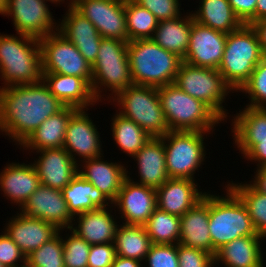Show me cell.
Returning <instances> with one entry per match:
<instances>
[{
    "mask_svg": "<svg viewBox=\"0 0 266 267\" xmlns=\"http://www.w3.org/2000/svg\"><path fill=\"white\" fill-rule=\"evenodd\" d=\"M35 153L32 161L40 183L53 189L63 190L78 173V164L72 156L62 147L42 149Z\"/></svg>",
    "mask_w": 266,
    "mask_h": 267,
    "instance_id": "19",
    "label": "cell"
},
{
    "mask_svg": "<svg viewBox=\"0 0 266 267\" xmlns=\"http://www.w3.org/2000/svg\"><path fill=\"white\" fill-rule=\"evenodd\" d=\"M7 0H0V15H3L6 11Z\"/></svg>",
    "mask_w": 266,
    "mask_h": 267,
    "instance_id": "54",
    "label": "cell"
},
{
    "mask_svg": "<svg viewBox=\"0 0 266 267\" xmlns=\"http://www.w3.org/2000/svg\"><path fill=\"white\" fill-rule=\"evenodd\" d=\"M257 33L264 57H266V18L251 24Z\"/></svg>",
    "mask_w": 266,
    "mask_h": 267,
    "instance_id": "50",
    "label": "cell"
},
{
    "mask_svg": "<svg viewBox=\"0 0 266 267\" xmlns=\"http://www.w3.org/2000/svg\"><path fill=\"white\" fill-rule=\"evenodd\" d=\"M46 1H49L51 4L53 3V5L55 4V6L57 5H59L60 6V4H62V6H63V4L65 5V6H68V5H70V2L68 1V0H66V2H65V0H46ZM68 3V4H67Z\"/></svg>",
    "mask_w": 266,
    "mask_h": 267,
    "instance_id": "53",
    "label": "cell"
},
{
    "mask_svg": "<svg viewBox=\"0 0 266 267\" xmlns=\"http://www.w3.org/2000/svg\"><path fill=\"white\" fill-rule=\"evenodd\" d=\"M77 108L65 106L61 111L46 119L21 145L18 149L28 152L42 149L62 148L66 128L71 115Z\"/></svg>",
    "mask_w": 266,
    "mask_h": 267,
    "instance_id": "30",
    "label": "cell"
},
{
    "mask_svg": "<svg viewBox=\"0 0 266 267\" xmlns=\"http://www.w3.org/2000/svg\"><path fill=\"white\" fill-rule=\"evenodd\" d=\"M19 211L29 217L54 224L59 230L71 228L74 219L68 210L62 190L42 184Z\"/></svg>",
    "mask_w": 266,
    "mask_h": 267,
    "instance_id": "17",
    "label": "cell"
},
{
    "mask_svg": "<svg viewBox=\"0 0 266 267\" xmlns=\"http://www.w3.org/2000/svg\"><path fill=\"white\" fill-rule=\"evenodd\" d=\"M264 58L256 31L243 24L227 34L222 62L218 68L224 81L236 95L250 79L255 67Z\"/></svg>",
    "mask_w": 266,
    "mask_h": 267,
    "instance_id": "7",
    "label": "cell"
},
{
    "mask_svg": "<svg viewBox=\"0 0 266 267\" xmlns=\"http://www.w3.org/2000/svg\"><path fill=\"white\" fill-rule=\"evenodd\" d=\"M174 83L188 95L206 104L224 124L231 118L225 106L229 96L235 92L224 81L218 69L194 66L182 61Z\"/></svg>",
    "mask_w": 266,
    "mask_h": 267,
    "instance_id": "10",
    "label": "cell"
},
{
    "mask_svg": "<svg viewBox=\"0 0 266 267\" xmlns=\"http://www.w3.org/2000/svg\"><path fill=\"white\" fill-rule=\"evenodd\" d=\"M232 115L230 129L233 147L243 157L260 140H266V108L244 106Z\"/></svg>",
    "mask_w": 266,
    "mask_h": 267,
    "instance_id": "29",
    "label": "cell"
},
{
    "mask_svg": "<svg viewBox=\"0 0 266 267\" xmlns=\"http://www.w3.org/2000/svg\"><path fill=\"white\" fill-rule=\"evenodd\" d=\"M128 60L133 84L160 88L175 82L183 61L152 39L128 42Z\"/></svg>",
    "mask_w": 266,
    "mask_h": 267,
    "instance_id": "3",
    "label": "cell"
},
{
    "mask_svg": "<svg viewBox=\"0 0 266 267\" xmlns=\"http://www.w3.org/2000/svg\"><path fill=\"white\" fill-rule=\"evenodd\" d=\"M221 186L222 196L209 192V232L215 251L241 236L258 235L239 196L227 184Z\"/></svg>",
    "mask_w": 266,
    "mask_h": 267,
    "instance_id": "4",
    "label": "cell"
},
{
    "mask_svg": "<svg viewBox=\"0 0 266 267\" xmlns=\"http://www.w3.org/2000/svg\"><path fill=\"white\" fill-rule=\"evenodd\" d=\"M42 81L65 106L77 109H95L93 107L99 104L94 97L91 85L82 77L43 73Z\"/></svg>",
    "mask_w": 266,
    "mask_h": 267,
    "instance_id": "25",
    "label": "cell"
},
{
    "mask_svg": "<svg viewBox=\"0 0 266 267\" xmlns=\"http://www.w3.org/2000/svg\"><path fill=\"white\" fill-rule=\"evenodd\" d=\"M137 164L138 180L127 169V177L138 184L154 189L162 186L168 179L165 159V146L160 137H153L133 157ZM131 176V177H130Z\"/></svg>",
    "mask_w": 266,
    "mask_h": 267,
    "instance_id": "24",
    "label": "cell"
},
{
    "mask_svg": "<svg viewBox=\"0 0 266 267\" xmlns=\"http://www.w3.org/2000/svg\"><path fill=\"white\" fill-rule=\"evenodd\" d=\"M62 192L73 217L86 211L112 206V202L79 173L73 177Z\"/></svg>",
    "mask_w": 266,
    "mask_h": 267,
    "instance_id": "32",
    "label": "cell"
},
{
    "mask_svg": "<svg viewBox=\"0 0 266 267\" xmlns=\"http://www.w3.org/2000/svg\"><path fill=\"white\" fill-rule=\"evenodd\" d=\"M266 18V0H257L255 7V22Z\"/></svg>",
    "mask_w": 266,
    "mask_h": 267,
    "instance_id": "52",
    "label": "cell"
},
{
    "mask_svg": "<svg viewBox=\"0 0 266 267\" xmlns=\"http://www.w3.org/2000/svg\"><path fill=\"white\" fill-rule=\"evenodd\" d=\"M127 45L128 42L118 39L101 40L98 56L91 66V87L99 103L110 101L118 92L133 85Z\"/></svg>",
    "mask_w": 266,
    "mask_h": 267,
    "instance_id": "5",
    "label": "cell"
},
{
    "mask_svg": "<svg viewBox=\"0 0 266 267\" xmlns=\"http://www.w3.org/2000/svg\"><path fill=\"white\" fill-rule=\"evenodd\" d=\"M116 256L114 243L91 245L87 267H112Z\"/></svg>",
    "mask_w": 266,
    "mask_h": 267,
    "instance_id": "46",
    "label": "cell"
},
{
    "mask_svg": "<svg viewBox=\"0 0 266 267\" xmlns=\"http://www.w3.org/2000/svg\"><path fill=\"white\" fill-rule=\"evenodd\" d=\"M215 132L169 131L160 137L165 146L166 170L169 178L198 181L197 173L205 164V142ZM206 136V137H205ZM208 136V137H207ZM207 139V140H205ZM205 140V141H204ZM196 174V175H195Z\"/></svg>",
    "mask_w": 266,
    "mask_h": 267,
    "instance_id": "9",
    "label": "cell"
},
{
    "mask_svg": "<svg viewBox=\"0 0 266 267\" xmlns=\"http://www.w3.org/2000/svg\"><path fill=\"white\" fill-rule=\"evenodd\" d=\"M245 161L253 163L257 167H266V140H260L259 143L255 144L244 156Z\"/></svg>",
    "mask_w": 266,
    "mask_h": 267,
    "instance_id": "48",
    "label": "cell"
},
{
    "mask_svg": "<svg viewBox=\"0 0 266 267\" xmlns=\"http://www.w3.org/2000/svg\"><path fill=\"white\" fill-rule=\"evenodd\" d=\"M261 235L241 236L223 245L214 256L215 266L266 267L263 247L266 241ZM263 247V248H262ZM264 255V256H263ZM221 264V265H220Z\"/></svg>",
    "mask_w": 266,
    "mask_h": 267,
    "instance_id": "27",
    "label": "cell"
},
{
    "mask_svg": "<svg viewBox=\"0 0 266 267\" xmlns=\"http://www.w3.org/2000/svg\"><path fill=\"white\" fill-rule=\"evenodd\" d=\"M2 230L0 233V262L5 267H15L26 262V256L18 245Z\"/></svg>",
    "mask_w": 266,
    "mask_h": 267,
    "instance_id": "45",
    "label": "cell"
},
{
    "mask_svg": "<svg viewBox=\"0 0 266 267\" xmlns=\"http://www.w3.org/2000/svg\"><path fill=\"white\" fill-rule=\"evenodd\" d=\"M43 73L82 77L90 85L92 67L76 46L58 31L39 39Z\"/></svg>",
    "mask_w": 266,
    "mask_h": 267,
    "instance_id": "11",
    "label": "cell"
},
{
    "mask_svg": "<svg viewBox=\"0 0 266 267\" xmlns=\"http://www.w3.org/2000/svg\"><path fill=\"white\" fill-rule=\"evenodd\" d=\"M104 155L80 162L78 173L113 202L119 193L123 180L127 177L129 165L125 162L123 164L119 160L113 162L112 159L110 161L108 159L107 161Z\"/></svg>",
    "mask_w": 266,
    "mask_h": 267,
    "instance_id": "22",
    "label": "cell"
},
{
    "mask_svg": "<svg viewBox=\"0 0 266 267\" xmlns=\"http://www.w3.org/2000/svg\"><path fill=\"white\" fill-rule=\"evenodd\" d=\"M152 244H179L180 217L158 207L144 224Z\"/></svg>",
    "mask_w": 266,
    "mask_h": 267,
    "instance_id": "37",
    "label": "cell"
},
{
    "mask_svg": "<svg viewBox=\"0 0 266 267\" xmlns=\"http://www.w3.org/2000/svg\"><path fill=\"white\" fill-rule=\"evenodd\" d=\"M254 177L249 183L259 192L266 194V167L254 168Z\"/></svg>",
    "mask_w": 266,
    "mask_h": 267,
    "instance_id": "49",
    "label": "cell"
},
{
    "mask_svg": "<svg viewBox=\"0 0 266 267\" xmlns=\"http://www.w3.org/2000/svg\"><path fill=\"white\" fill-rule=\"evenodd\" d=\"M241 182V183H240ZM226 181L245 204L258 235L266 239V194L257 191L248 181Z\"/></svg>",
    "mask_w": 266,
    "mask_h": 267,
    "instance_id": "36",
    "label": "cell"
},
{
    "mask_svg": "<svg viewBox=\"0 0 266 267\" xmlns=\"http://www.w3.org/2000/svg\"><path fill=\"white\" fill-rule=\"evenodd\" d=\"M187 11H183L182 15L174 19L159 21L151 38L162 48L177 54L182 59L189 47L190 32L194 21L190 9Z\"/></svg>",
    "mask_w": 266,
    "mask_h": 267,
    "instance_id": "31",
    "label": "cell"
},
{
    "mask_svg": "<svg viewBox=\"0 0 266 267\" xmlns=\"http://www.w3.org/2000/svg\"><path fill=\"white\" fill-rule=\"evenodd\" d=\"M149 10L158 21L174 19L182 15L181 0H133ZM181 10V11H180Z\"/></svg>",
    "mask_w": 266,
    "mask_h": 267,
    "instance_id": "43",
    "label": "cell"
},
{
    "mask_svg": "<svg viewBox=\"0 0 266 267\" xmlns=\"http://www.w3.org/2000/svg\"><path fill=\"white\" fill-rule=\"evenodd\" d=\"M198 2L196 10L191 11L197 23L227 34L243 25L232 10L229 0H199Z\"/></svg>",
    "mask_w": 266,
    "mask_h": 267,
    "instance_id": "33",
    "label": "cell"
},
{
    "mask_svg": "<svg viewBox=\"0 0 266 267\" xmlns=\"http://www.w3.org/2000/svg\"><path fill=\"white\" fill-rule=\"evenodd\" d=\"M42 54L39 39L0 32V88L42 81Z\"/></svg>",
    "mask_w": 266,
    "mask_h": 267,
    "instance_id": "2",
    "label": "cell"
},
{
    "mask_svg": "<svg viewBox=\"0 0 266 267\" xmlns=\"http://www.w3.org/2000/svg\"><path fill=\"white\" fill-rule=\"evenodd\" d=\"M158 94L170 131L215 132L224 123L206 104L175 83L158 88Z\"/></svg>",
    "mask_w": 266,
    "mask_h": 267,
    "instance_id": "6",
    "label": "cell"
},
{
    "mask_svg": "<svg viewBox=\"0 0 266 267\" xmlns=\"http://www.w3.org/2000/svg\"><path fill=\"white\" fill-rule=\"evenodd\" d=\"M61 230L50 241L31 252L26 261L33 267H65Z\"/></svg>",
    "mask_w": 266,
    "mask_h": 267,
    "instance_id": "39",
    "label": "cell"
},
{
    "mask_svg": "<svg viewBox=\"0 0 266 267\" xmlns=\"http://www.w3.org/2000/svg\"><path fill=\"white\" fill-rule=\"evenodd\" d=\"M226 38L227 33L193 21L189 47L182 60L194 66L218 69L223 59Z\"/></svg>",
    "mask_w": 266,
    "mask_h": 267,
    "instance_id": "16",
    "label": "cell"
},
{
    "mask_svg": "<svg viewBox=\"0 0 266 267\" xmlns=\"http://www.w3.org/2000/svg\"><path fill=\"white\" fill-rule=\"evenodd\" d=\"M143 267H179L177 244H152Z\"/></svg>",
    "mask_w": 266,
    "mask_h": 267,
    "instance_id": "42",
    "label": "cell"
},
{
    "mask_svg": "<svg viewBox=\"0 0 266 267\" xmlns=\"http://www.w3.org/2000/svg\"><path fill=\"white\" fill-rule=\"evenodd\" d=\"M232 10L243 24L255 23V7L257 0H229Z\"/></svg>",
    "mask_w": 266,
    "mask_h": 267,
    "instance_id": "47",
    "label": "cell"
},
{
    "mask_svg": "<svg viewBox=\"0 0 266 267\" xmlns=\"http://www.w3.org/2000/svg\"><path fill=\"white\" fill-rule=\"evenodd\" d=\"M209 191L180 217L179 244L204 250L215 256L209 232Z\"/></svg>",
    "mask_w": 266,
    "mask_h": 267,
    "instance_id": "28",
    "label": "cell"
},
{
    "mask_svg": "<svg viewBox=\"0 0 266 267\" xmlns=\"http://www.w3.org/2000/svg\"><path fill=\"white\" fill-rule=\"evenodd\" d=\"M28 164H27V163ZM6 163L0 171V191L3 197L20 210L28 198L41 185L40 178L32 162Z\"/></svg>",
    "mask_w": 266,
    "mask_h": 267,
    "instance_id": "21",
    "label": "cell"
},
{
    "mask_svg": "<svg viewBox=\"0 0 266 267\" xmlns=\"http://www.w3.org/2000/svg\"><path fill=\"white\" fill-rule=\"evenodd\" d=\"M64 107L43 81L0 88V134L18 148Z\"/></svg>",
    "mask_w": 266,
    "mask_h": 267,
    "instance_id": "1",
    "label": "cell"
},
{
    "mask_svg": "<svg viewBox=\"0 0 266 267\" xmlns=\"http://www.w3.org/2000/svg\"><path fill=\"white\" fill-rule=\"evenodd\" d=\"M61 234L64 246L63 259L65 267H87L91 245L70 228L66 230L61 229Z\"/></svg>",
    "mask_w": 266,
    "mask_h": 267,
    "instance_id": "40",
    "label": "cell"
},
{
    "mask_svg": "<svg viewBox=\"0 0 266 267\" xmlns=\"http://www.w3.org/2000/svg\"><path fill=\"white\" fill-rule=\"evenodd\" d=\"M112 205L123 224L144 225L157 208L156 189L126 177Z\"/></svg>",
    "mask_w": 266,
    "mask_h": 267,
    "instance_id": "15",
    "label": "cell"
},
{
    "mask_svg": "<svg viewBox=\"0 0 266 267\" xmlns=\"http://www.w3.org/2000/svg\"><path fill=\"white\" fill-rule=\"evenodd\" d=\"M113 208L112 205L76 215L70 229L90 245L114 243L120 221Z\"/></svg>",
    "mask_w": 266,
    "mask_h": 267,
    "instance_id": "23",
    "label": "cell"
},
{
    "mask_svg": "<svg viewBox=\"0 0 266 267\" xmlns=\"http://www.w3.org/2000/svg\"><path fill=\"white\" fill-rule=\"evenodd\" d=\"M70 5L90 20L103 38L128 42L125 0H73Z\"/></svg>",
    "mask_w": 266,
    "mask_h": 267,
    "instance_id": "12",
    "label": "cell"
},
{
    "mask_svg": "<svg viewBox=\"0 0 266 267\" xmlns=\"http://www.w3.org/2000/svg\"><path fill=\"white\" fill-rule=\"evenodd\" d=\"M238 92L249 99L244 106L266 108V57L255 67L250 79Z\"/></svg>",
    "mask_w": 266,
    "mask_h": 267,
    "instance_id": "41",
    "label": "cell"
},
{
    "mask_svg": "<svg viewBox=\"0 0 266 267\" xmlns=\"http://www.w3.org/2000/svg\"><path fill=\"white\" fill-rule=\"evenodd\" d=\"M65 11L62 19L57 20V31L71 41L92 66L98 56V49L103 37L100 36L94 24L71 5H68Z\"/></svg>",
    "mask_w": 266,
    "mask_h": 267,
    "instance_id": "20",
    "label": "cell"
},
{
    "mask_svg": "<svg viewBox=\"0 0 266 267\" xmlns=\"http://www.w3.org/2000/svg\"><path fill=\"white\" fill-rule=\"evenodd\" d=\"M116 255L143 262L152 245L144 225L118 226L115 236Z\"/></svg>",
    "mask_w": 266,
    "mask_h": 267,
    "instance_id": "35",
    "label": "cell"
},
{
    "mask_svg": "<svg viewBox=\"0 0 266 267\" xmlns=\"http://www.w3.org/2000/svg\"><path fill=\"white\" fill-rule=\"evenodd\" d=\"M107 102L115 109L118 107V113L135 122L152 138L170 131L156 87L133 84Z\"/></svg>",
    "mask_w": 266,
    "mask_h": 267,
    "instance_id": "8",
    "label": "cell"
},
{
    "mask_svg": "<svg viewBox=\"0 0 266 267\" xmlns=\"http://www.w3.org/2000/svg\"><path fill=\"white\" fill-rule=\"evenodd\" d=\"M112 139L118 150L131 158L149 141L151 136L139 125L115 111L110 120Z\"/></svg>",
    "mask_w": 266,
    "mask_h": 267,
    "instance_id": "34",
    "label": "cell"
},
{
    "mask_svg": "<svg viewBox=\"0 0 266 267\" xmlns=\"http://www.w3.org/2000/svg\"><path fill=\"white\" fill-rule=\"evenodd\" d=\"M6 221L3 230L18 245L27 257L59 233V229L49 222L32 218L16 211Z\"/></svg>",
    "mask_w": 266,
    "mask_h": 267,
    "instance_id": "18",
    "label": "cell"
},
{
    "mask_svg": "<svg viewBox=\"0 0 266 267\" xmlns=\"http://www.w3.org/2000/svg\"><path fill=\"white\" fill-rule=\"evenodd\" d=\"M49 1L7 0L5 17H10L16 33L42 38L58 29V21L53 16Z\"/></svg>",
    "mask_w": 266,
    "mask_h": 267,
    "instance_id": "13",
    "label": "cell"
},
{
    "mask_svg": "<svg viewBox=\"0 0 266 267\" xmlns=\"http://www.w3.org/2000/svg\"><path fill=\"white\" fill-rule=\"evenodd\" d=\"M179 267H215L214 255L193 247L177 244Z\"/></svg>",
    "mask_w": 266,
    "mask_h": 267,
    "instance_id": "44",
    "label": "cell"
},
{
    "mask_svg": "<svg viewBox=\"0 0 266 267\" xmlns=\"http://www.w3.org/2000/svg\"><path fill=\"white\" fill-rule=\"evenodd\" d=\"M112 267H143V262L131 258L116 256Z\"/></svg>",
    "mask_w": 266,
    "mask_h": 267,
    "instance_id": "51",
    "label": "cell"
},
{
    "mask_svg": "<svg viewBox=\"0 0 266 267\" xmlns=\"http://www.w3.org/2000/svg\"><path fill=\"white\" fill-rule=\"evenodd\" d=\"M90 109H77L68 121L63 148L79 165L80 161L93 159L104 154L97 125L93 122ZM103 142V143H102Z\"/></svg>",
    "mask_w": 266,
    "mask_h": 267,
    "instance_id": "14",
    "label": "cell"
},
{
    "mask_svg": "<svg viewBox=\"0 0 266 267\" xmlns=\"http://www.w3.org/2000/svg\"><path fill=\"white\" fill-rule=\"evenodd\" d=\"M15 267H33V266L30 265V264L26 261V262H24L23 264L18 265V266H15Z\"/></svg>",
    "mask_w": 266,
    "mask_h": 267,
    "instance_id": "55",
    "label": "cell"
},
{
    "mask_svg": "<svg viewBox=\"0 0 266 267\" xmlns=\"http://www.w3.org/2000/svg\"><path fill=\"white\" fill-rule=\"evenodd\" d=\"M125 15L128 42L136 39H151L158 25L156 17L133 0H125Z\"/></svg>",
    "mask_w": 266,
    "mask_h": 267,
    "instance_id": "38",
    "label": "cell"
},
{
    "mask_svg": "<svg viewBox=\"0 0 266 267\" xmlns=\"http://www.w3.org/2000/svg\"><path fill=\"white\" fill-rule=\"evenodd\" d=\"M205 193L195 180L169 178L156 189L157 207L181 217L200 201Z\"/></svg>",
    "mask_w": 266,
    "mask_h": 267,
    "instance_id": "26",
    "label": "cell"
}]
</instances>
